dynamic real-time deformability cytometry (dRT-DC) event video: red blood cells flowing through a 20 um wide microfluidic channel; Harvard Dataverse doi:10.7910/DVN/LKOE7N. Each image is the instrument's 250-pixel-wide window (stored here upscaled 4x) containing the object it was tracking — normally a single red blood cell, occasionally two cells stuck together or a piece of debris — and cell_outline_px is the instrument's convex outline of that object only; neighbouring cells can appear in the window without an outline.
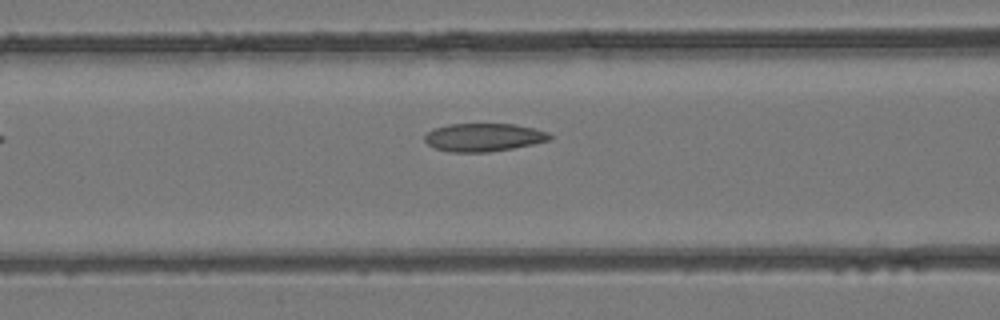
{"species": "common noctule bat (a hibernating species)", "species_latin": "Nyctalus noctula", "temperature_condition": "room temperature", "stored_images_in_passage": 3, "camera_frame_rate_fps": 3000, "um_per_image_px": 0.085, "animal": {"sex": "female", "body_mass_g": 24.6, "forearm_length_mm": 56.2}, "frame": {"image": 1, "passage_image": 3, "time_ms": 0.667, "image_size_px": [1000, 320], "cell_outline_px": [[552, 136], [548, 140], [532, 144], [512, 148], [488, 152], [448, 152], [432, 148], [424, 140], [424, 136], [432, 128], [448, 124], [512, 124], [532, 128], [548, 132]], "centroid_in_image_um": [41.03, 11.68], "position_along_channel_um": 125.6, "area_um2": 20.46}}